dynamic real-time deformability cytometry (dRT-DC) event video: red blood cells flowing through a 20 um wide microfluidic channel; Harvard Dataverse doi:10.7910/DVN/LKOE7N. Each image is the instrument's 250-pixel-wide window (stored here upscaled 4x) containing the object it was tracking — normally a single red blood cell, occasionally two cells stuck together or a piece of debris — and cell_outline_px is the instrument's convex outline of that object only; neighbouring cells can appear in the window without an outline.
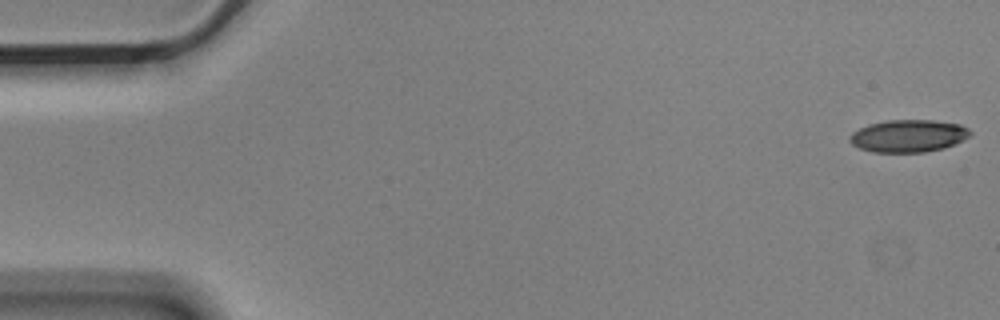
{"species": "Egyptian fruit bat (a non-hibernating species)", "species_latin": "Rousettus aegyptiacus", "temperature_condition": "cold", "stored_images_in_passage": 4, "camera_frame_rate_fps": 3000, "um_per_image_px": 0.085, "animal": {"sex": "male"}, "frame": {"image": 1, "passage_image": 1, "time_ms": 0.0, "image_size_px": [1000, 320], "cell_outline_px": [[972, 132], [968, 136], [944, 148], [924, 152], [872, 152], [860, 148], [852, 144], [848, 140], [848, 136], [852, 132], [868, 124], [888, 120], [932, 120], [960, 124], [968, 128]], "centroid_in_image_um": [77.16, 11.55], "position_along_channel_um": 7.8, "area_um2": 22.66}}